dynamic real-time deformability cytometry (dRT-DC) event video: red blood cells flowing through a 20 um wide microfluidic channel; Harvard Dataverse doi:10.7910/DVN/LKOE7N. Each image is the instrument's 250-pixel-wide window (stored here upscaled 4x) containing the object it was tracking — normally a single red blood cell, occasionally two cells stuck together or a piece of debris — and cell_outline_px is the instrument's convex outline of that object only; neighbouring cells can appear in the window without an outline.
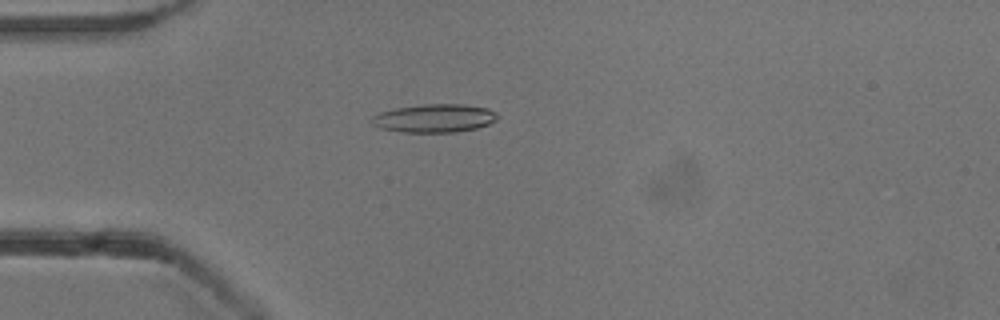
{"species": "common noctule bat (a hibernating species)", "species_latin": "Nyctalus noctula", "temperature_condition": "cold", "stored_images_in_passage": 49, "camera_frame_rate_fps": 3000, "um_per_image_px": 0.085, "animal": {"sex": "male", "body_mass_g": 13.3}, "frame": {"image": 1, "passage_image": 10, "time_ms": 3.0, "image_size_px": [1000, 320], "cell_outline_px": [[500, 116], [496, 120], [488, 124], [476, 128], [456, 132], [400, 132], [380, 128], [372, 124], [368, 120], [372, 116], [380, 112], [396, 108], [424, 104], [464, 104], [488, 108], [496, 112]], "centroid_in_image_um": [36.92, 10.05], "position_along_channel_um": 48.1, "area_um2": 20.92}}
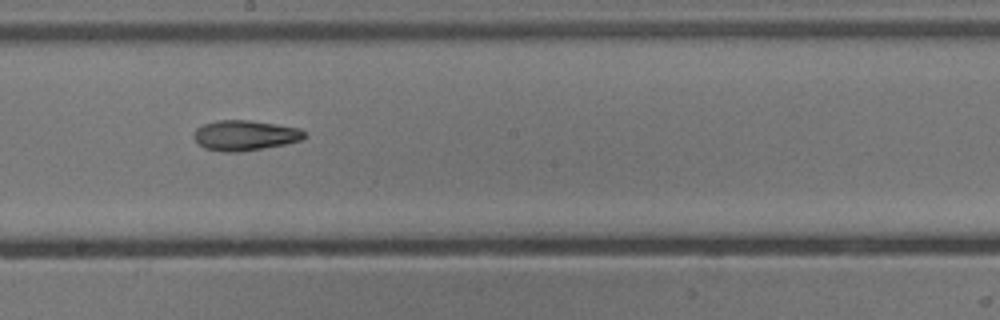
{"frame": {"image": 2, "passage_image": 25, "time_ms": 8.0, "image_size_px": [1000, 320], "cell_outline_px": [[308, 136], [300, 140], [284, 144], [264, 148], [240, 152], [224, 152], [204, 148], [192, 136], [196, 128], [204, 124], [216, 120], [248, 120], [300, 128]], "centroid_in_image_um": [20.8, 11.51], "position_along_channel_um": 227.4, "area_um2": 19.42}}
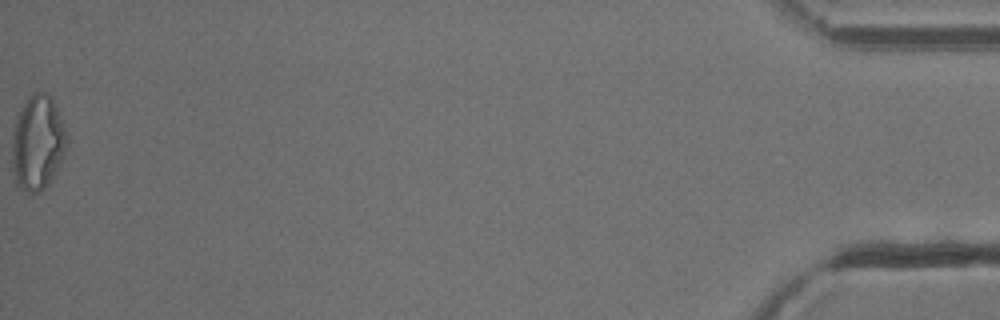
{"frame": {"image": 3, "passage_image": 49, "time_ms": 16.0, "image_size_px": [1000, 320], "cell_outline_px": [[68, 140], [60, 160], [48, 184], [44, 188], [36, 192], [28, 192], [20, 188], [16, 184], [12, 164], [12, 128], [28, 96], [32, 92], [44, 92], [52, 96], [68, 136]], "centroid_in_image_um": [3.18, 12.09], "position_along_channel_um": 432.0, "area_um2": 29.94}, "authors_computed_cell_mechanics": {"area_um2": 20.1144, "velocity_mm_per_s": 3.8615, "shape_relaxation_time_tau1_ms": 10.7907, "shape_relaxation_time_tau2_ms": 6.084, "deformation_change_tau1": 0.2815, "deformation_change_tau2": 0.1424}}